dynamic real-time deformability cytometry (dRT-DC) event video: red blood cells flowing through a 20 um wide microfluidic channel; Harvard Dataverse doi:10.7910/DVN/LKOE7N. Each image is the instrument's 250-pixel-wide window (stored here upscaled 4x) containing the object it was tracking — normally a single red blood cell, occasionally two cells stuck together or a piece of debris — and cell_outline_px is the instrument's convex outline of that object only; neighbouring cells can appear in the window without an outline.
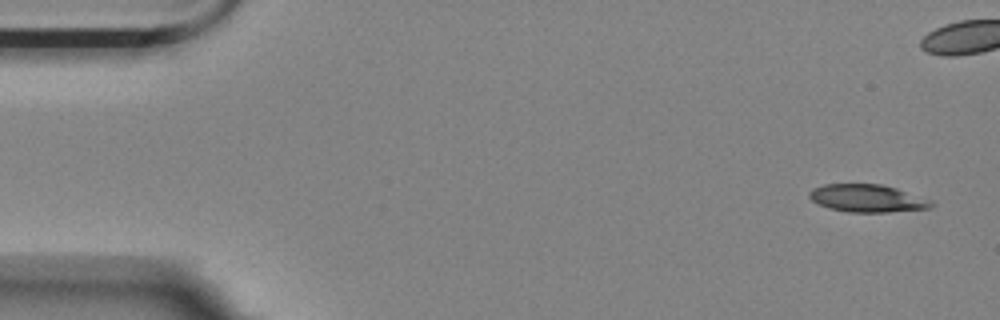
{"species": "Egyptian fruit bat (a non-hibernating species)", "species_latin": "Rousettus aegyptiacus", "temperature_condition": "room temperature", "stored_images_in_passage": 2, "camera_frame_rate_fps": 3000, "um_per_image_px": 0.085, "animal": {"sex": "female"}, "frame": {"image": 1, "passage_image": 2, "time_ms": 1.333, "image_size_px": [1000, 320], "cell_outline_px": [[936, 204], [932, 208], [888, 212], [848, 212], [828, 208], [812, 200], [808, 196], [808, 192], [812, 188], [824, 184], [880, 184], [896, 188], [932, 200]], "centroid_in_image_um": [73.74, 16.86], "position_along_channel_um": 11.3, "area_um2": 19.77}}